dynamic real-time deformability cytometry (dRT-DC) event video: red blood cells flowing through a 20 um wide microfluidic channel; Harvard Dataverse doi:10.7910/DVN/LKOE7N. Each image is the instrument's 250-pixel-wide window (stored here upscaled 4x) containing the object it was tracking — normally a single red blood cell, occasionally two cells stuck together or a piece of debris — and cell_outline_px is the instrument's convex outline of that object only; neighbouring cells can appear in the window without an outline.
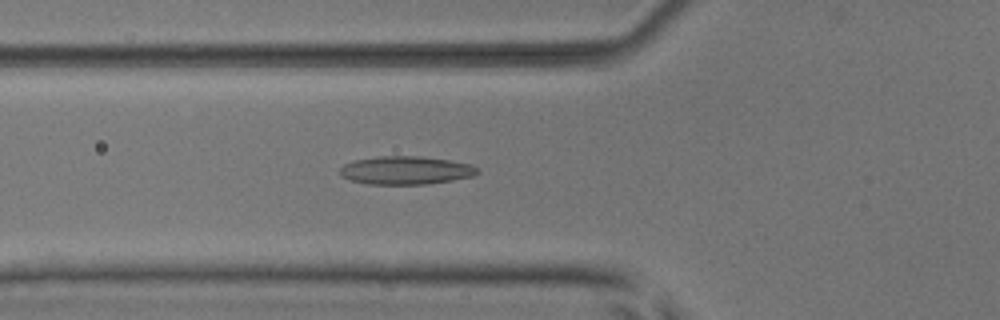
{"species": "common noctule bat (a hibernating species)", "species_latin": "Nyctalus noctula", "temperature_condition": "room temperature", "stored_images_in_passage": 53, "camera_frame_rate_fps": 3000, "um_per_image_px": 0.085, "animal": {"sex": "male", "body_mass_g": 17.9, "forearm_length_mm": 54.2}, "frame": {"image": 1, "passage_image": 20, "time_ms": 6.333, "image_size_px": [1000, 320], "cell_outline_px": [[480, 172], [476, 176], [428, 184], [368, 184], [348, 180], [340, 176], [340, 168], [344, 164], [356, 160], [376, 156], [420, 156], [448, 160], [472, 164], [480, 168]], "centroid_in_image_um": [34.52, 14.48], "position_along_channel_um": 91.3, "area_um2": 22.89}}
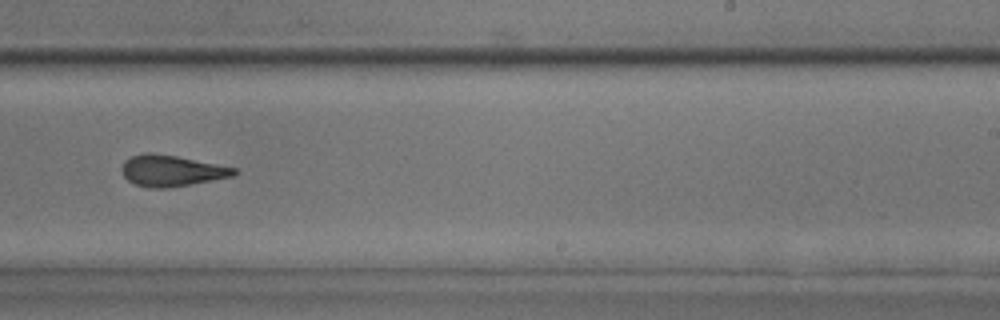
{"frame": {"image": 2, "passage_image": 34, "time_ms": 11.0, "image_size_px": [1000, 320], "cell_outline_px": [[240, 172], [232, 176], [212, 180], [168, 188], [152, 188], [136, 184], [128, 180], [124, 176], [120, 168], [124, 160], [132, 156], [148, 152], [152, 152], [176, 156], [236, 168]], "centroid_in_image_um": [14.55, 14.5], "position_along_channel_um": 274.4, "area_um2": 20.23}}
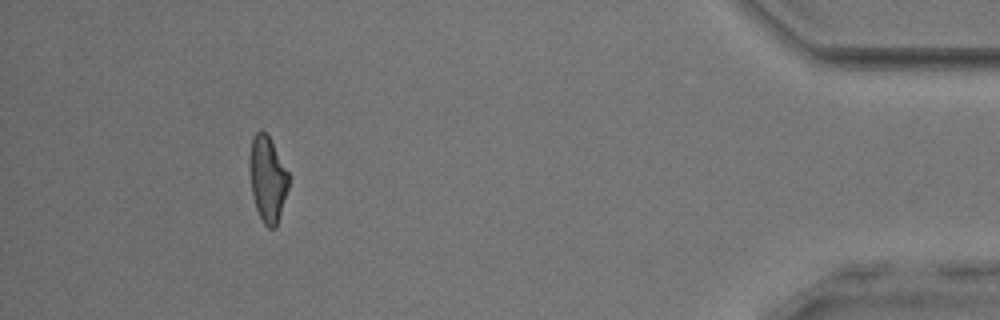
{"frame": {"image": 3, "passage_image": 49, "time_ms": 16.0, "image_size_px": [1000, 320], "cell_outline_px": [[288, 188], [276, 228], [268, 228], [264, 224], [256, 208], [252, 196], [248, 168], [248, 160], [252, 136], [260, 128], [268, 136], [288, 172]], "centroid_in_image_um": [22.7, 15.2], "position_along_channel_um": 412.5, "area_um2": 19.54}, "authors_computed_cell_mechanics": {"area_um2": 20.9236, "velocity_mm_per_s": 3.9303, "shape_relaxation_time_tau1_ms": null, "shape_relaxation_time_tau2_ms": 2.908, "deformation_change_tau1": null, "deformation_change_tau2": 0.1231}}